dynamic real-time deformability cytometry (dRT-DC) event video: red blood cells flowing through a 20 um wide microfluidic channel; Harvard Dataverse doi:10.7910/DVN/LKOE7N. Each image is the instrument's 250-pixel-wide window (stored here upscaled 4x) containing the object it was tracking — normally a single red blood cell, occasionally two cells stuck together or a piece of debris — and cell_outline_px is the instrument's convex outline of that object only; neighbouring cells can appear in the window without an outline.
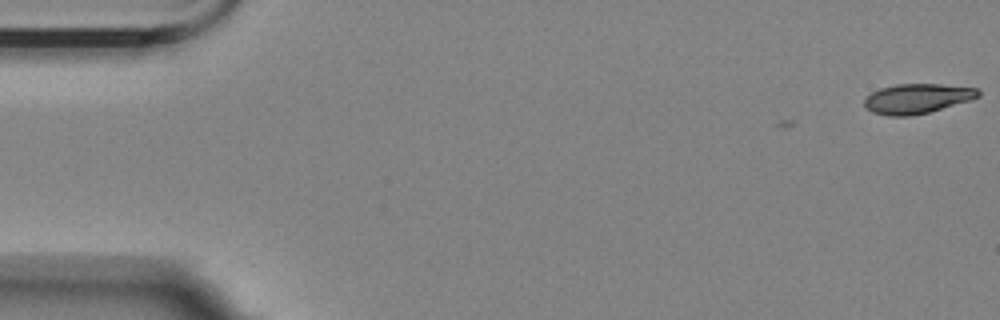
{"species": "Egyptian fruit bat (a non-hibernating species)", "species_latin": "Rousettus aegyptiacus", "temperature_condition": "room temperature", "stored_images_in_passage": 5, "camera_frame_rate_fps": 3000, "um_per_image_px": 0.085, "animal": {"sex": "female"}, "frame": {"image": 1, "passage_image": 1, "time_ms": 0.0, "image_size_px": [1000, 320], "cell_outline_px": [[980, 96], [968, 100], [928, 112], [908, 116], [888, 116], [872, 112], [864, 104], [864, 100], [872, 92], [880, 88], [896, 84], [940, 84], [976, 88], [980, 92]], "centroid_in_image_um": [77.93, 8.37], "position_along_channel_um": 7.1, "area_um2": 19.42}}